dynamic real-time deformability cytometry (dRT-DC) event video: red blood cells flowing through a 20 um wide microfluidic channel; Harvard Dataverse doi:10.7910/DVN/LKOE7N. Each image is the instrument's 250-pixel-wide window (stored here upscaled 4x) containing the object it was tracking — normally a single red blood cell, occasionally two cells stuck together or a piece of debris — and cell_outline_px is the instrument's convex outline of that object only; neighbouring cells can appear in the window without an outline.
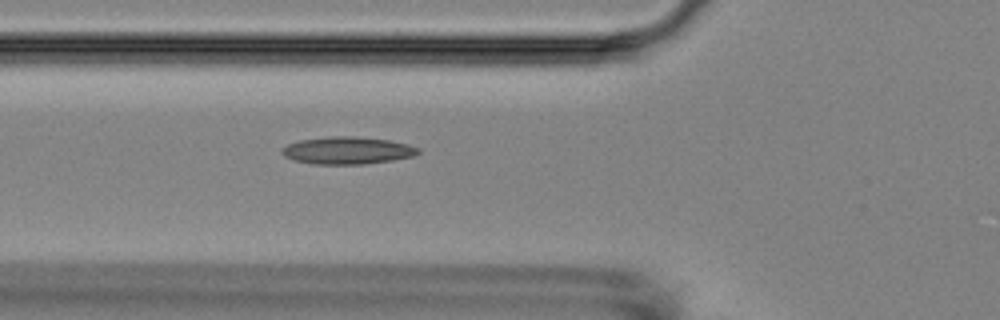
{"species": "Egyptian fruit bat (a non-hibernating species)", "species_latin": "Rousettus aegyptiacus", "temperature_condition": "room temperature", "stored_images_in_passage": 2, "camera_frame_rate_fps": 3000, "um_per_image_px": 0.085, "animal": {"sex": "female"}, "frame": {"image": 1, "passage_image": 2, "time_ms": 1.0, "image_size_px": [1000, 320], "cell_outline_px": [[420, 152], [412, 156], [392, 160], [364, 164], [312, 164], [296, 160], [284, 156], [280, 152], [280, 148], [288, 144], [300, 140], [328, 136], [356, 136], [388, 140], [408, 144], [420, 148]], "centroid_in_image_um": [29.51, 12.78], "position_along_channel_um": 96.3, "area_um2": 21.73}}